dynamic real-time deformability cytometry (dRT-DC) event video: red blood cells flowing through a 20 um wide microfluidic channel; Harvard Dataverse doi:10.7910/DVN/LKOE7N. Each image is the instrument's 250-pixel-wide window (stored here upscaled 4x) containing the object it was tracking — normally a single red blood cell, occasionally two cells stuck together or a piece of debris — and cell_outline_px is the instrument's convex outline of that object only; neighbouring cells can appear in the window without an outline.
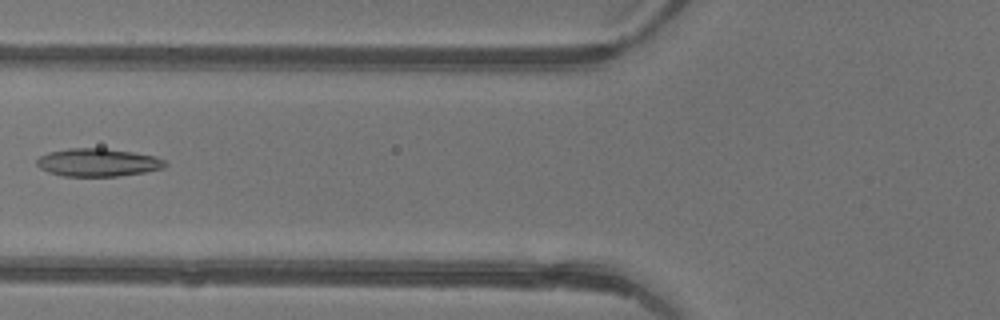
{"species": "common noctule bat (a hibernating species)", "species_latin": "Nyctalus noctula", "temperature_condition": "warm", "stored_images_in_passage": 2, "camera_frame_rate_fps": 3000, "um_per_image_px": 0.085, "animal": {"sex": "female"}, "frame": {"image": 1, "passage_image": 2, "time_ms": 0.333, "image_size_px": [1000, 320], "cell_outline_px": [[168, 164], [164, 168], [144, 172], [120, 176], [64, 176], [48, 172], [40, 168], [36, 164], [36, 160], [40, 156], [48, 152], [68, 148], [104, 148], [132, 152], [156, 156], [164, 160]], "centroid_in_image_um": [8.32, 13.81], "position_along_channel_um": 117.5, "area_um2": 20.98}}